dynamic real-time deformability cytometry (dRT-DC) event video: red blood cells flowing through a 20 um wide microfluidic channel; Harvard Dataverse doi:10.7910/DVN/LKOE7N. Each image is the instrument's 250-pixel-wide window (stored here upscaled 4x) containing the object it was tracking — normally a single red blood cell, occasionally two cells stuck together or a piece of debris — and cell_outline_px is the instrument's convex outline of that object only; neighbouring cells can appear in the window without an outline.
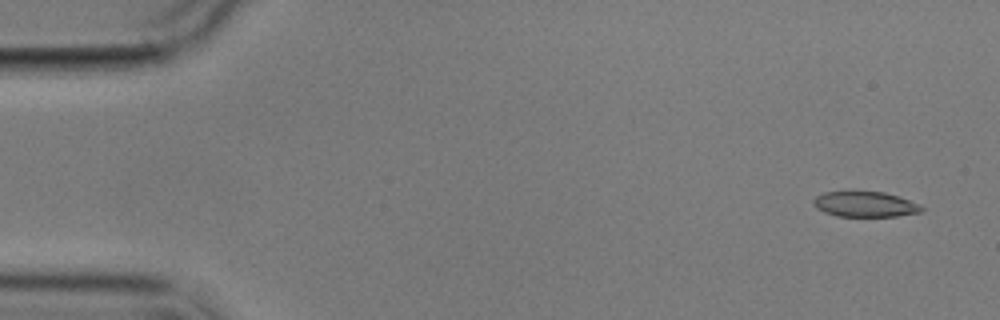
{"species": "common noctule bat (a hibernating species)", "species_latin": "Nyctalus noctula", "temperature_condition": "cold", "stored_images_in_passage": 14, "camera_frame_rate_fps": 3000, "um_per_image_px": 0.085, "animal": {"sex": "male", "body_mass_g": 17.9}, "frame": {"image": 1, "passage_image": 1, "time_ms": 0.0, "image_size_px": [1000, 320], "cell_outline_px": [[924, 208], [920, 212], [896, 216], [836, 216], [824, 212], [816, 208], [812, 204], [812, 200], [816, 196], [824, 192], [848, 188], [884, 192], [920, 204]], "centroid_in_image_um": [73.43, 17.31], "position_along_channel_um": 11.6, "area_um2": 16.7}}
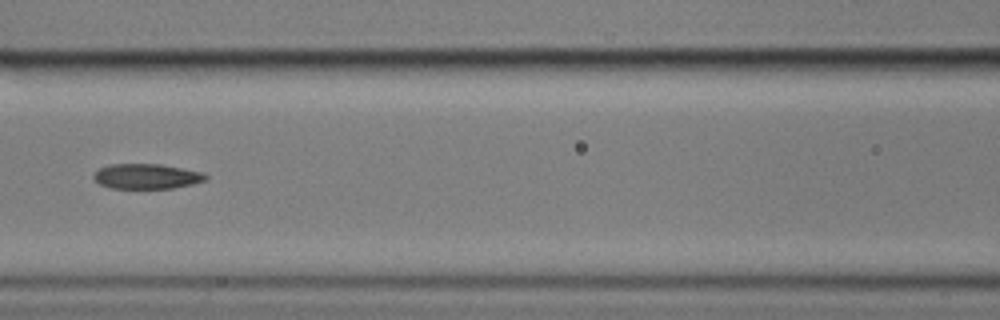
{"frame": {"image": 2, "passage_image": 6, "time_ms": 7.333, "image_size_px": [1000, 320], "cell_outline_px": [[208, 180], [192, 184], [172, 188], [112, 188], [100, 184], [92, 176], [100, 168], [112, 164], [160, 164], [204, 172], [208, 176]], "centroid_in_image_um": [12.51, 14.98], "position_along_channel_um": 154.1, "area_um2": 16.3}}
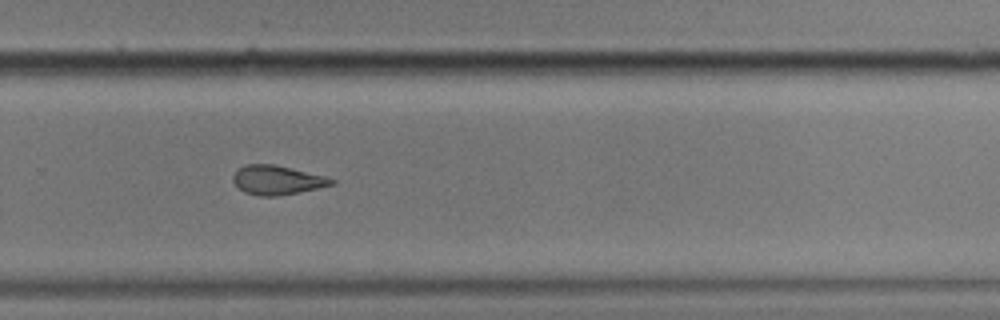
{"frame": {"image": 3, "passage_image": 10, "time_ms": 11.667, "image_size_px": [1000, 320], "cell_outline_px": [[336, 184], [276, 196], [260, 196], [244, 192], [232, 180], [232, 176], [244, 164], [272, 164], [324, 176], [336, 180]], "centroid_in_image_um": [23.53, 15.3], "position_along_channel_um": 306.3, "area_um2": 16.36}, "authors_computed_cell_mechanics": {"area_um2": 16.9354, "velocity_mm_per_s": 3.5268, "shape_relaxation_time_tau1_ms": 9.7262, "shape_relaxation_time_tau2_ms": 3.473, "deformation_change_tau1": 0.1925, "deformation_change_tau2": 0.1186}}